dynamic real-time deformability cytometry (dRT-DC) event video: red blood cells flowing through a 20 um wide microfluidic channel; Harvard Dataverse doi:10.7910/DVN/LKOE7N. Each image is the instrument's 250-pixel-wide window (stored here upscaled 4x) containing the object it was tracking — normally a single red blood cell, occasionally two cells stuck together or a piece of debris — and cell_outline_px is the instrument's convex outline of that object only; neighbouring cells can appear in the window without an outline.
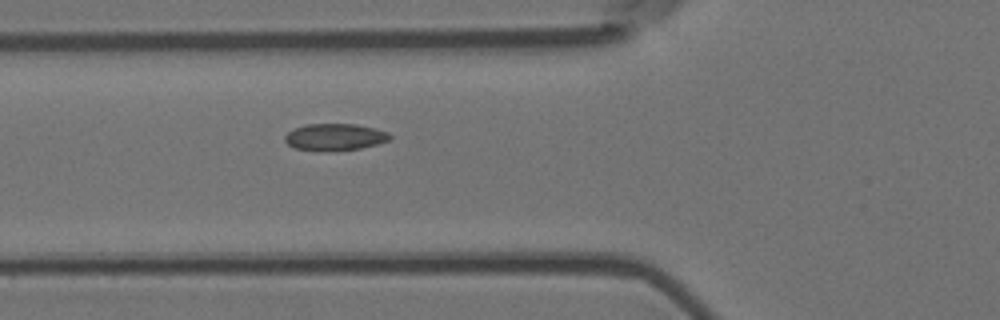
{"species": "Egyptian fruit bat (a non-hibernating species)", "species_latin": "Rousettus aegyptiacus", "temperature_condition": "room temperature", "stored_images_in_passage": 3, "camera_frame_rate_fps": 3000, "um_per_image_px": 0.085, "animal": {"sex": "female"}, "frame": {"image": 1, "passage_image": 3, "time_ms": 0.667, "image_size_px": [1000, 320], "cell_outline_px": [[392, 136], [388, 140], [376, 144], [360, 148], [296, 148], [288, 144], [284, 140], [284, 136], [292, 128], [308, 124], [356, 124], [376, 128], [388, 132]], "centroid_in_image_um": [28.48, 11.58], "position_along_channel_um": 97.3, "area_um2": 15.61}}